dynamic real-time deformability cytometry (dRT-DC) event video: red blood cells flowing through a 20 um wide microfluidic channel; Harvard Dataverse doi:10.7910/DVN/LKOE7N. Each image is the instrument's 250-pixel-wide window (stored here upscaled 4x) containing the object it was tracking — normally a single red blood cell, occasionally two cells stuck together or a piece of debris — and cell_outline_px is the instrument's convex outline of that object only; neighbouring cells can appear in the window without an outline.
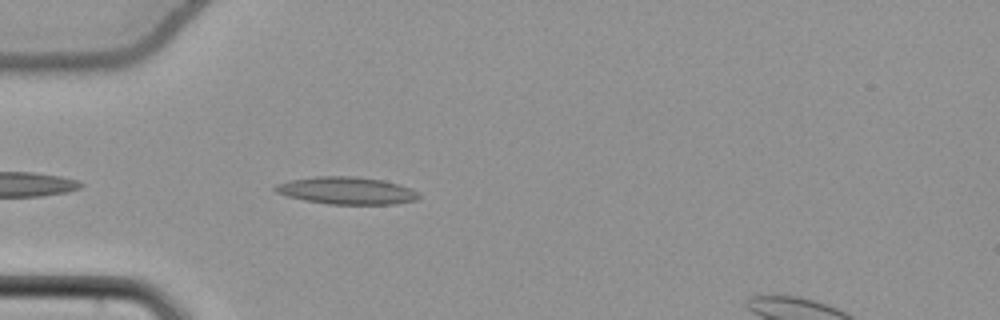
{"species": "common noctule bat (a hibernating species)", "species_latin": "Nyctalus noctula", "temperature_condition": "cold", "stored_images_in_passage": 16, "camera_frame_rate_fps": 3000, "um_per_image_px": 0.085, "animal": {"sex": "female", "body_mass_g": 22.7, "forearm_length_mm": 54.2}, "frame": {"image": 1, "passage_image": 3, "time_ms": 0.667, "image_size_px": [1000, 320], "cell_outline_px": [[420, 196], [416, 200], [396, 204], [328, 204], [304, 200], [288, 196], [276, 192], [272, 188], [276, 184], [292, 180], [316, 176], [352, 176], [384, 180], [400, 184], [412, 188], [420, 192]], "centroid_in_image_um": [29.51, 16.2], "position_along_channel_um": 55.5, "area_um2": 23.0}}
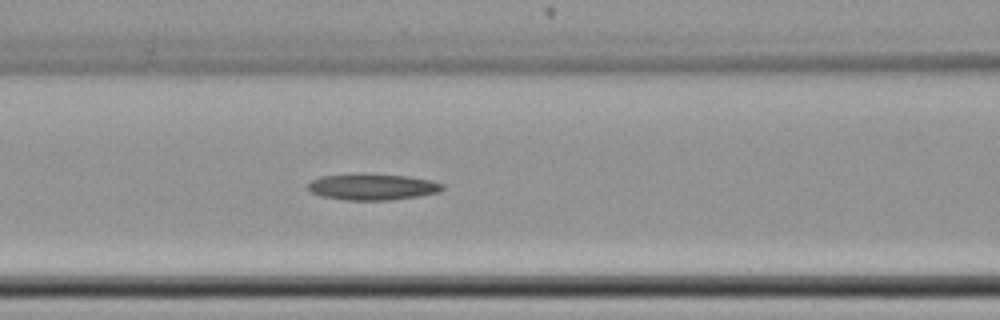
{"frame": {"image": 2, "passage_image": 10, "time_ms": 3.0, "image_size_px": [1000, 320], "cell_outline_px": [[444, 188], [440, 192], [420, 196], [392, 200], [348, 200], [320, 196], [312, 192], [308, 188], [308, 184], [312, 180], [320, 176], [360, 172], [364, 172], [408, 176], [428, 180], [444, 184]], "centroid_in_image_um": [31.65, 15.86], "position_along_channel_um": 134.9, "area_um2": 21.04}}
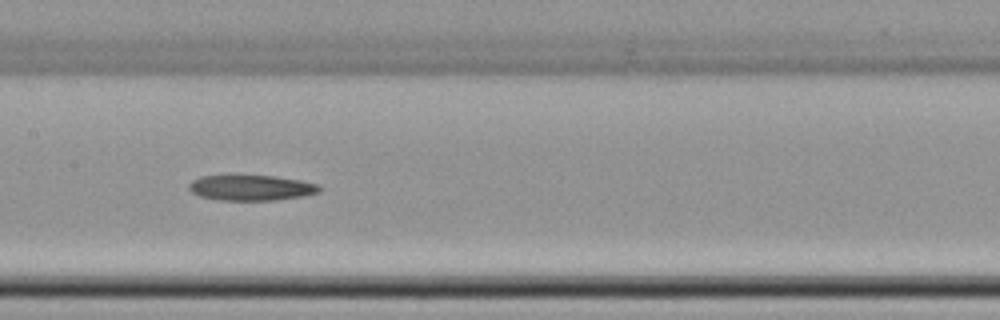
{"frame": {"image": 3, "passage_image": 14, "time_ms": 4.333, "image_size_px": [1000, 320], "cell_outline_px": [[320, 192], [304, 196], [276, 200], [216, 200], [200, 196], [192, 192], [188, 188], [188, 184], [192, 180], [200, 176], [276, 176], [300, 180], [320, 184]], "centroid_in_image_um": [21.36, 15.96], "position_along_channel_um": 186.0, "area_um2": 19.42}}